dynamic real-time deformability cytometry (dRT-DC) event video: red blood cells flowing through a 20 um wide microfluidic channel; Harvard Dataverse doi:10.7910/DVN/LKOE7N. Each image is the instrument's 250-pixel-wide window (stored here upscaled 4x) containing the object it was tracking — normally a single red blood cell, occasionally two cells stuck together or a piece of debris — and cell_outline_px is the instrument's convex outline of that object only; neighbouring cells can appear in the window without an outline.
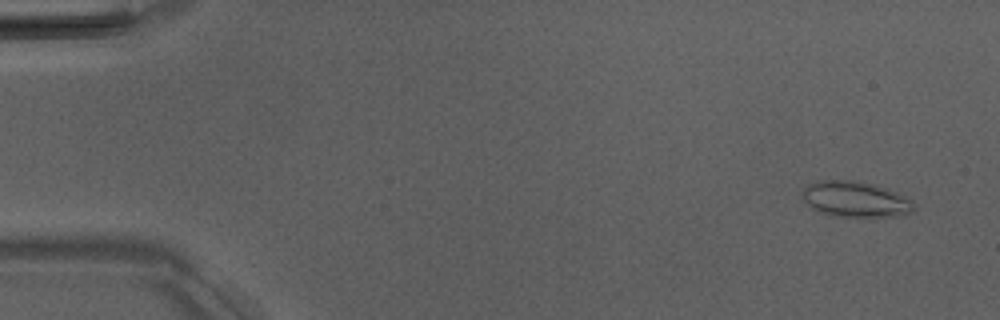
{"species": "Egyptian fruit bat (a non-hibernating species)", "species_latin": "Rousettus aegyptiacus", "temperature_condition": "room temperature", "stored_images_in_passage": 52, "camera_frame_rate_fps": 3000, "um_per_image_px": 0.085, "animal": {"sex": "male"}, "frame": {"image": 1, "passage_image": 3, "time_ms": 0.667, "image_size_px": [1000, 320], "cell_outline_px": [[916, 208], [912, 212], [896, 216], [836, 216], [820, 212], [812, 208], [804, 200], [804, 188], [808, 184], [816, 180], [852, 180], [876, 184], [888, 188], [896, 192], [916, 204]], "centroid_in_image_um": [72.73, 16.92], "position_along_channel_um": 12.3, "area_um2": 23.12}}
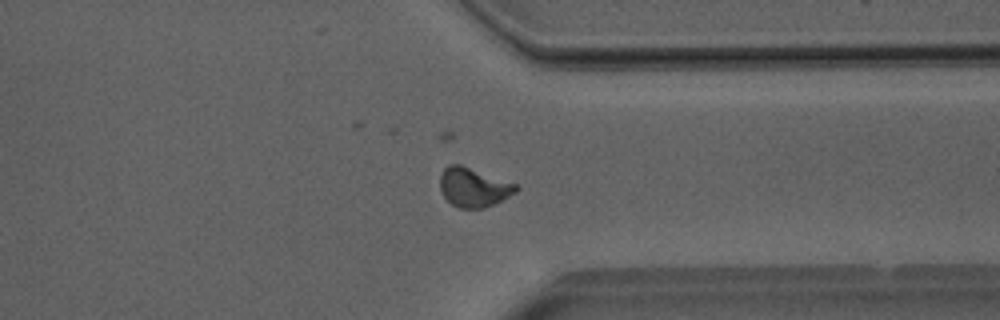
{"frame": {"image": 2, "passage_image": 40, "time_ms": 13.0, "image_size_px": [1000, 320], "cell_outline_px": [[520, 188], [516, 192], [484, 208], [460, 208], [452, 204], [444, 196], [440, 188], [440, 176], [444, 168], [448, 164], [460, 164], [516, 184]], "centroid_in_image_um": [40.23, 15.91], "position_along_channel_um": 371.2, "area_um2": 17.05}}
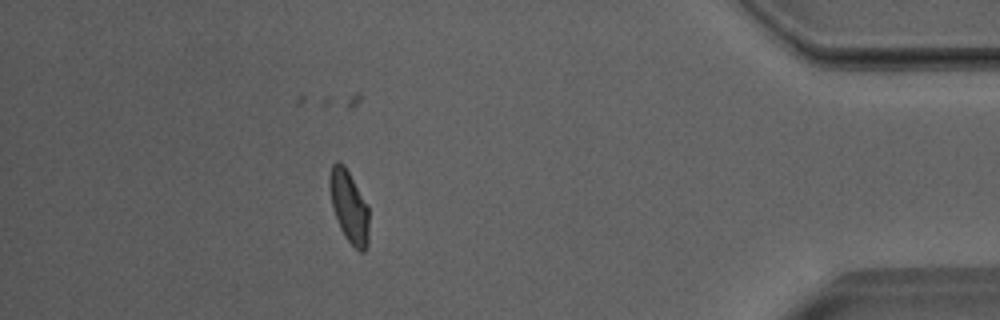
{"frame": {"image": 3, "passage_image": 46, "time_ms": 15.0, "image_size_px": [1000, 320], "cell_outline_px": [[368, 244], [364, 252], [360, 252], [344, 236], [340, 228], [332, 204], [328, 184], [328, 180], [332, 164], [336, 160], [340, 160], [344, 164], [368, 204]], "centroid_in_image_um": [29.67, 17.51], "position_along_channel_um": 405.5, "area_um2": 16.59}, "authors_computed_cell_mechanics": {"area_um2": 17.0799, "velocity_mm_per_s": 3.9972, "shape_relaxation_time_tau1_ms": null, "shape_relaxation_time_tau2_ms": 1.1592, "deformation_change_tau1": null, "deformation_change_tau2": 0.0703}}